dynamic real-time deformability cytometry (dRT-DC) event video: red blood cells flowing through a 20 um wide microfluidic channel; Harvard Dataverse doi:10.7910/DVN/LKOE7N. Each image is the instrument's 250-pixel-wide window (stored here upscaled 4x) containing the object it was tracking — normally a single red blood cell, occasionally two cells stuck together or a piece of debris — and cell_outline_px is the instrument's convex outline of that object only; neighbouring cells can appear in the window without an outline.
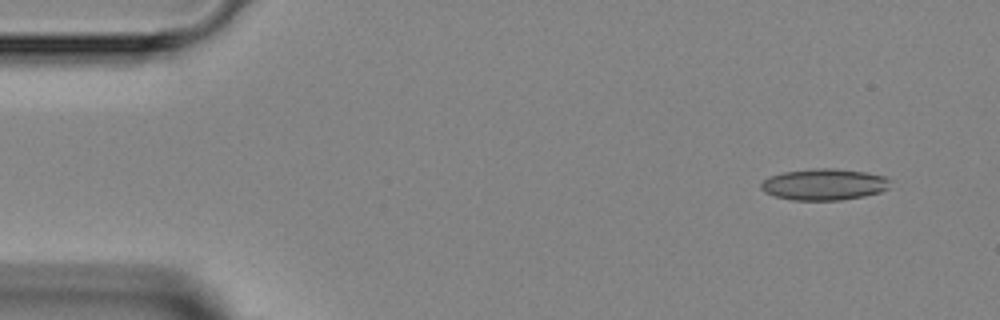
{"species": "Egyptian fruit bat (a non-hibernating species)", "species_latin": "Rousettus aegyptiacus", "temperature_condition": "room temperature", "stored_images_in_passage": 4, "camera_frame_rate_fps": 3000, "um_per_image_px": 0.085, "animal": {"sex": "female"}, "frame": {"image": 1, "passage_image": 1, "time_ms": 0.0, "image_size_px": [1000, 320], "cell_outline_px": [[892, 188], [880, 192], [864, 196], [840, 200], [792, 200], [776, 196], [764, 192], [760, 188], [760, 184], [768, 176], [780, 172], [812, 168], [836, 168], [864, 172], [884, 176], [892, 180]], "centroid_in_image_um": [70.07, 15.66], "position_along_channel_um": 14.9, "area_um2": 24.04}}
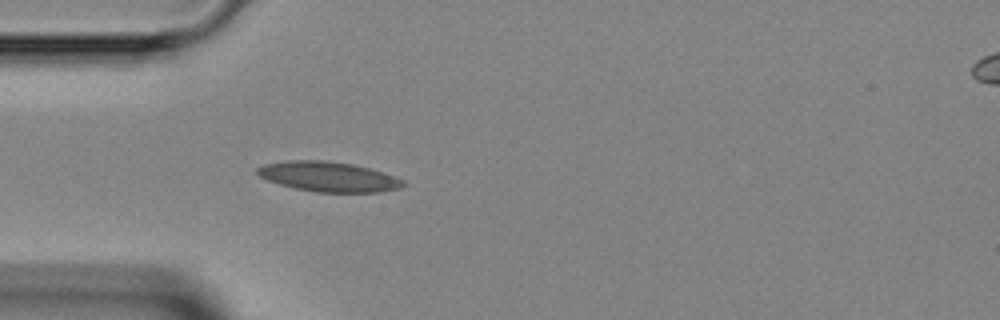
{"frame": {"image": 2, "passage_image": 4, "time_ms": 3.333, "image_size_px": [1000, 320], "cell_outline_px": [[408, 184], [400, 188], [380, 192], [316, 192], [296, 188], [280, 184], [268, 180], [260, 176], [256, 172], [256, 168], [264, 164], [288, 160], [328, 160], [352, 164], [368, 168], [404, 180]], "centroid_in_image_um": [27.92, 15.01], "position_along_channel_um": 57.1, "area_um2": 25.32}}